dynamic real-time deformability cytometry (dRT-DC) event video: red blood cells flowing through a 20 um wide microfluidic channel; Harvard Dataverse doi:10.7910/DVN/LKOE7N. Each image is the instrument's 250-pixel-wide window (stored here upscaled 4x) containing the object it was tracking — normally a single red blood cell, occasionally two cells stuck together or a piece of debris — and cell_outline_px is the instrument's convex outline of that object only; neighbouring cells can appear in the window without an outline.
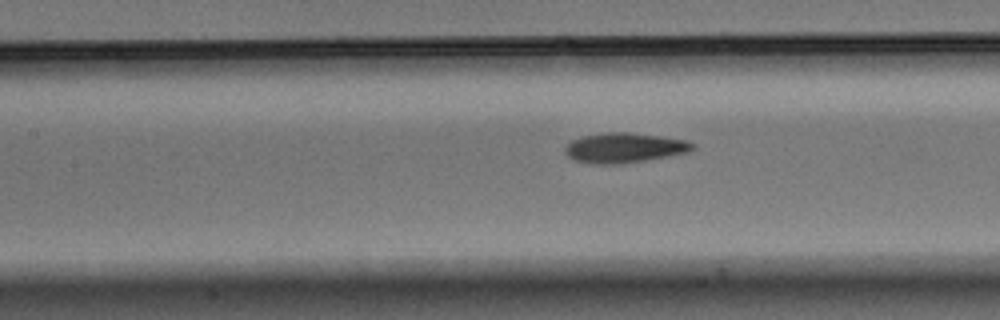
{"species": "Egyptian fruit bat (a non-hibernating species)", "species_latin": "Rousettus aegyptiacus", "temperature_condition": "warm", "stored_images_in_passage": 10, "segment_of_instrument_passage": [2, 2], "camera_frame_rate_fps": 3000, "um_per_image_px": 0.085, "animal": {"sex": "male"}, "frame": {"image": 1, "passage_image": 10, "time_ms": 3.0, "image_size_px": [1000, 320], "cell_outline_px": [[696, 148], [688, 152], [672, 156], [616, 164], [596, 164], [572, 160], [564, 152], [564, 148], [572, 140], [580, 136], [608, 132], [628, 132], [660, 136], [688, 140], [696, 144]], "centroid_in_image_um": [53.09, 12.56], "position_along_channel_um": 154.3, "area_um2": 22.43}}